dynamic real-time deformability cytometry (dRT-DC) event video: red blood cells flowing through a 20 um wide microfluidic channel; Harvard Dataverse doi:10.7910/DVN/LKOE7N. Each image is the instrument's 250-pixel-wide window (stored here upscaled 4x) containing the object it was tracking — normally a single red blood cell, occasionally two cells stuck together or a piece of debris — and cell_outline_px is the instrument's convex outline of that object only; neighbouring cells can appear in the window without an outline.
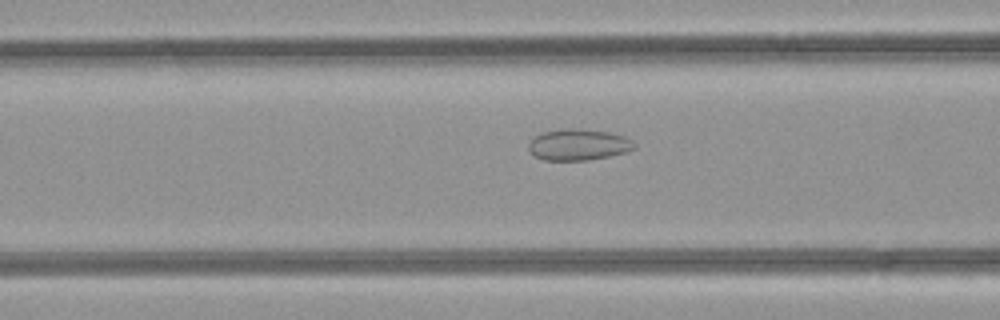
{"species": "common noctule bat (a hibernating species)", "species_latin": "Nyctalus noctula", "temperature_condition": "room temperature", "stored_images_in_passage": 33, "camera_frame_rate_fps": 3000, "um_per_image_px": 0.085, "animal": {"sex": "female", "body_mass_g": 21.9}, "frame": {"image": 1, "passage_image": 14, "time_ms": 4.333, "image_size_px": [1000, 320], "cell_outline_px": [[636, 148], [624, 152], [608, 156], [588, 160], [544, 160], [536, 156], [528, 148], [528, 144], [540, 132], [572, 128], [608, 132], [624, 136], [632, 140], [636, 144]], "centroid_in_image_um": [49.18, 12.3], "position_along_channel_um": 117.4, "area_um2": 19.02}}
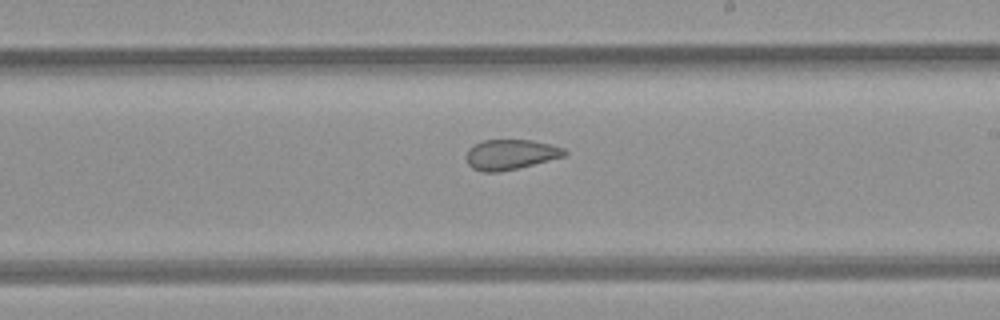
{"frame": {"image": 2, "passage_image": 23, "time_ms": 7.333, "image_size_px": [1000, 320], "cell_outline_px": [[568, 152], [564, 156], [500, 172], [484, 172], [472, 168], [468, 164], [464, 156], [468, 148], [484, 140], [532, 140], [564, 148]], "centroid_in_image_um": [43.34, 13.13], "position_along_channel_um": 245.7, "area_um2": 17.11}}
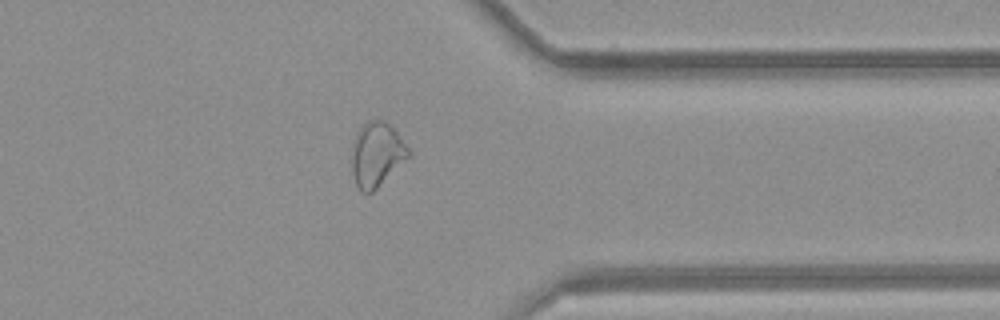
{"frame": {"image": 3, "passage_image": 33, "time_ms": 10.667, "image_size_px": [1000, 320], "cell_outline_px": [[412, 152], [372, 192], [360, 192], [356, 184], [352, 172], [352, 144], [356, 132], [368, 120], [384, 120], [396, 132]], "centroid_in_image_um": [31.98, 13.11], "position_along_channel_um": 379.4, "area_um2": 20.81}, "authors_computed_cell_mechanics": {"area_um2": 19.0162, "velocity_mm_per_s": 4.277, "shape_relaxation_time_tau1_ms": null, "shape_relaxation_time_tau2_ms": 1.4839, "deformation_change_tau1": null, "deformation_change_tau2": 0.081}}